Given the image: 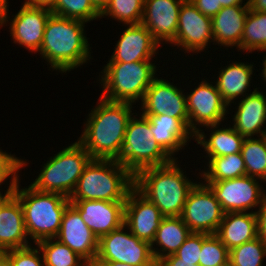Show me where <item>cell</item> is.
Segmentation results:
<instances>
[{"instance_id": "cell-42", "label": "cell", "mask_w": 266, "mask_h": 266, "mask_svg": "<svg viewBox=\"0 0 266 266\" xmlns=\"http://www.w3.org/2000/svg\"><path fill=\"white\" fill-rule=\"evenodd\" d=\"M157 266H199L194 265V262L181 261L175 254H170L157 262Z\"/></svg>"}, {"instance_id": "cell-44", "label": "cell", "mask_w": 266, "mask_h": 266, "mask_svg": "<svg viewBox=\"0 0 266 266\" xmlns=\"http://www.w3.org/2000/svg\"><path fill=\"white\" fill-rule=\"evenodd\" d=\"M55 0H25V4H29L32 6H47L50 7Z\"/></svg>"}, {"instance_id": "cell-20", "label": "cell", "mask_w": 266, "mask_h": 266, "mask_svg": "<svg viewBox=\"0 0 266 266\" xmlns=\"http://www.w3.org/2000/svg\"><path fill=\"white\" fill-rule=\"evenodd\" d=\"M159 45L142 23L130 24L120 36L109 62L151 61Z\"/></svg>"}, {"instance_id": "cell-4", "label": "cell", "mask_w": 266, "mask_h": 266, "mask_svg": "<svg viewBox=\"0 0 266 266\" xmlns=\"http://www.w3.org/2000/svg\"><path fill=\"white\" fill-rule=\"evenodd\" d=\"M133 187L134 175L117 160L91 159L69 200L125 202Z\"/></svg>"}, {"instance_id": "cell-1", "label": "cell", "mask_w": 266, "mask_h": 266, "mask_svg": "<svg viewBox=\"0 0 266 266\" xmlns=\"http://www.w3.org/2000/svg\"><path fill=\"white\" fill-rule=\"evenodd\" d=\"M97 106L91 110L84 132L78 142L92 159L120 158L127 124L134 113L132 104L114 102L100 97Z\"/></svg>"}, {"instance_id": "cell-46", "label": "cell", "mask_w": 266, "mask_h": 266, "mask_svg": "<svg viewBox=\"0 0 266 266\" xmlns=\"http://www.w3.org/2000/svg\"><path fill=\"white\" fill-rule=\"evenodd\" d=\"M95 8L101 13L109 4L110 0H91Z\"/></svg>"}, {"instance_id": "cell-29", "label": "cell", "mask_w": 266, "mask_h": 266, "mask_svg": "<svg viewBox=\"0 0 266 266\" xmlns=\"http://www.w3.org/2000/svg\"><path fill=\"white\" fill-rule=\"evenodd\" d=\"M208 170L201 176L205 181H223L246 175L245 162L241 152L209 158Z\"/></svg>"}, {"instance_id": "cell-16", "label": "cell", "mask_w": 266, "mask_h": 266, "mask_svg": "<svg viewBox=\"0 0 266 266\" xmlns=\"http://www.w3.org/2000/svg\"><path fill=\"white\" fill-rule=\"evenodd\" d=\"M55 239L67 245L88 264L95 262L99 239L71 204L63 213L60 230Z\"/></svg>"}, {"instance_id": "cell-2", "label": "cell", "mask_w": 266, "mask_h": 266, "mask_svg": "<svg viewBox=\"0 0 266 266\" xmlns=\"http://www.w3.org/2000/svg\"><path fill=\"white\" fill-rule=\"evenodd\" d=\"M85 23L78 19L50 15L39 52L51 68L66 73L91 59L88 40L84 36Z\"/></svg>"}, {"instance_id": "cell-8", "label": "cell", "mask_w": 266, "mask_h": 266, "mask_svg": "<svg viewBox=\"0 0 266 266\" xmlns=\"http://www.w3.org/2000/svg\"><path fill=\"white\" fill-rule=\"evenodd\" d=\"M131 117L126 128L120 158L117 160L134 176L141 170L170 163L171 158L153 139L147 117Z\"/></svg>"}, {"instance_id": "cell-3", "label": "cell", "mask_w": 266, "mask_h": 266, "mask_svg": "<svg viewBox=\"0 0 266 266\" xmlns=\"http://www.w3.org/2000/svg\"><path fill=\"white\" fill-rule=\"evenodd\" d=\"M150 167L134 176V187L153 202L164 217L181 216L189 192L196 183L184 175L177 164Z\"/></svg>"}, {"instance_id": "cell-45", "label": "cell", "mask_w": 266, "mask_h": 266, "mask_svg": "<svg viewBox=\"0 0 266 266\" xmlns=\"http://www.w3.org/2000/svg\"><path fill=\"white\" fill-rule=\"evenodd\" d=\"M243 0H218V4L222 7H229V6H242Z\"/></svg>"}, {"instance_id": "cell-39", "label": "cell", "mask_w": 266, "mask_h": 266, "mask_svg": "<svg viewBox=\"0 0 266 266\" xmlns=\"http://www.w3.org/2000/svg\"><path fill=\"white\" fill-rule=\"evenodd\" d=\"M26 165V162L14 157V155L2 152L0 150V184L8 177H19L17 172Z\"/></svg>"}, {"instance_id": "cell-6", "label": "cell", "mask_w": 266, "mask_h": 266, "mask_svg": "<svg viewBox=\"0 0 266 266\" xmlns=\"http://www.w3.org/2000/svg\"><path fill=\"white\" fill-rule=\"evenodd\" d=\"M156 66L150 61L108 62L101 75V97L114 102L134 103L144 98L156 78Z\"/></svg>"}, {"instance_id": "cell-23", "label": "cell", "mask_w": 266, "mask_h": 266, "mask_svg": "<svg viewBox=\"0 0 266 266\" xmlns=\"http://www.w3.org/2000/svg\"><path fill=\"white\" fill-rule=\"evenodd\" d=\"M143 116L150 122L153 139L173 159H175L174 154L187 144L189 138L194 137L179 118L169 117L166 114Z\"/></svg>"}, {"instance_id": "cell-27", "label": "cell", "mask_w": 266, "mask_h": 266, "mask_svg": "<svg viewBox=\"0 0 266 266\" xmlns=\"http://www.w3.org/2000/svg\"><path fill=\"white\" fill-rule=\"evenodd\" d=\"M253 74V65L243 62H232L228 67L220 70L217 81V90L220 92L224 102L229 106L232 100L240 95L244 97Z\"/></svg>"}, {"instance_id": "cell-35", "label": "cell", "mask_w": 266, "mask_h": 266, "mask_svg": "<svg viewBox=\"0 0 266 266\" xmlns=\"http://www.w3.org/2000/svg\"><path fill=\"white\" fill-rule=\"evenodd\" d=\"M266 245L257 237L230 250L229 266H262Z\"/></svg>"}, {"instance_id": "cell-22", "label": "cell", "mask_w": 266, "mask_h": 266, "mask_svg": "<svg viewBox=\"0 0 266 266\" xmlns=\"http://www.w3.org/2000/svg\"><path fill=\"white\" fill-rule=\"evenodd\" d=\"M233 128L245 138H251L259 133L258 137L266 135L262 130L266 123V96L254 89L252 93L241 99L238 109L233 116Z\"/></svg>"}, {"instance_id": "cell-36", "label": "cell", "mask_w": 266, "mask_h": 266, "mask_svg": "<svg viewBox=\"0 0 266 266\" xmlns=\"http://www.w3.org/2000/svg\"><path fill=\"white\" fill-rule=\"evenodd\" d=\"M230 250L216 234H209L202 241L199 266H229Z\"/></svg>"}, {"instance_id": "cell-32", "label": "cell", "mask_w": 266, "mask_h": 266, "mask_svg": "<svg viewBox=\"0 0 266 266\" xmlns=\"http://www.w3.org/2000/svg\"><path fill=\"white\" fill-rule=\"evenodd\" d=\"M241 153L246 175L266 181V135L258 139L245 138Z\"/></svg>"}, {"instance_id": "cell-49", "label": "cell", "mask_w": 266, "mask_h": 266, "mask_svg": "<svg viewBox=\"0 0 266 266\" xmlns=\"http://www.w3.org/2000/svg\"><path fill=\"white\" fill-rule=\"evenodd\" d=\"M98 264H101L102 266H135V265H128L121 262H96Z\"/></svg>"}, {"instance_id": "cell-7", "label": "cell", "mask_w": 266, "mask_h": 266, "mask_svg": "<svg viewBox=\"0 0 266 266\" xmlns=\"http://www.w3.org/2000/svg\"><path fill=\"white\" fill-rule=\"evenodd\" d=\"M91 156L77 141L51 157L30 184L37 191L62 194L69 198Z\"/></svg>"}, {"instance_id": "cell-19", "label": "cell", "mask_w": 266, "mask_h": 266, "mask_svg": "<svg viewBox=\"0 0 266 266\" xmlns=\"http://www.w3.org/2000/svg\"><path fill=\"white\" fill-rule=\"evenodd\" d=\"M184 0H144L142 24L159 43L175 40L178 18Z\"/></svg>"}, {"instance_id": "cell-5", "label": "cell", "mask_w": 266, "mask_h": 266, "mask_svg": "<svg viewBox=\"0 0 266 266\" xmlns=\"http://www.w3.org/2000/svg\"><path fill=\"white\" fill-rule=\"evenodd\" d=\"M19 183L17 180L11 193L22 206L27 235L35 243L55 238L60 230L63 213L70 204L69 198L58 193L37 191L31 185L19 189Z\"/></svg>"}, {"instance_id": "cell-14", "label": "cell", "mask_w": 266, "mask_h": 266, "mask_svg": "<svg viewBox=\"0 0 266 266\" xmlns=\"http://www.w3.org/2000/svg\"><path fill=\"white\" fill-rule=\"evenodd\" d=\"M141 104L142 115L166 114L179 118L189 128L186 95L170 82L156 77L146 90Z\"/></svg>"}, {"instance_id": "cell-41", "label": "cell", "mask_w": 266, "mask_h": 266, "mask_svg": "<svg viewBox=\"0 0 266 266\" xmlns=\"http://www.w3.org/2000/svg\"><path fill=\"white\" fill-rule=\"evenodd\" d=\"M257 220L258 237L266 245V197L259 206V210L255 212Z\"/></svg>"}, {"instance_id": "cell-37", "label": "cell", "mask_w": 266, "mask_h": 266, "mask_svg": "<svg viewBox=\"0 0 266 266\" xmlns=\"http://www.w3.org/2000/svg\"><path fill=\"white\" fill-rule=\"evenodd\" d=\"M209 234L195 233L187 237L185 242L178 248L175 255L181 259V261L194 262V265H199V258L202 248V241Z\"/></svg>"}, {"instance_id": "cell-24", "label": "cell", "mask_w": 266, "mask_h": 266, "mask_svg": "<svg viewBox=\"0 0 266 266\" xmlns=\"http://www.w3.org/2000/svg\"><path fill=\"white\" fill-rule=\"evenodd\" d=\"M248 12V1L243 6L222 7L211 18L213 41L217 42L218 45L221 44L226 47L235 46L239 49Z\"/></svg>"}, {"instance_id": "cell-30", "label": "cell", "mask_w": 266, "mask_h": 266, "mask_svg": "<svg viewBox=\"0 0 266 266\" xmlns=\"http://www.w3.org/2000/svg\"><path fill=\"white\" fill-rule=\"evenodd\" d=\"M266 51V12L249 9L246 16L239 50Z\"/></svg>"}, {"instance_id": "cell-31", "label": "cell", "mask_w": 266, "mask_h": 266, "mask_svg": "<svg viewBox=\"0 0 266 266\" xmlns=\"http://www.w3.org/2000/svg\"><path fill=\"white\" fill-rule=\"evenodd\" d=\"M36 245L42 251L44 266H88L83 258L55 238L38 241Z\"/></svg>"}, {"instance_id": "cell-17", "label": "cell", "mask_w": 266, "mask_h": 266, "mask_svg": "<svg viewBox=\"0 0 266 266\" xmlns=\"http://www.w3.org/2000/svg\"><path fill=\"white\" fill-rule=\"evenodd\" d=\"M70 204L98 239L124 224L125 202L82 200L70 201Z\"/></svg>"}, {"instance_id": "cell-34", "label": "cell", "mask_w": 266, "mask_h": 266, "mask_svg": "<svg viewBox=\"0 0 266 266\" xmlns=\"http://www.w3.org/2000/svg\"><path fill=\"white\" fill-rule=\"evenodd\" d=\"M144 14V0H110L100 17L111 16L124 24H139Z\"/></svg>"}, {"instance_id": "cell-50", "label": "cell", "mask_w": 266, "mask_h": 266, "mask_svg": "<svg viewBox=\"0 0 266 266\" xmlns=\"http://www.w3.org/2000/svg\"><path fill=\"white\" fill-rule=\"evenodd\" d=\"M262 77L264 78L263 80H265L266 82V59H264L263 61Z\"/></svg>"}, {"instance_id": "cell-47", "label": "cell", "mask_w": 266, "mask_h": 266, "mask_svg": "<svg viewBox=\"0 0 266 266\" xmlns=\"http://www.w3.org/2000/svg\"><path fill=\"white\" fill-rule=\"evenodd\" d=\"M19 180L18 177H11V182L9 184V188L7 189L5 195H2L0 192V203L7 197V195L11 192V189L13 188L16 181ZM1 185V184H0Z\"/></svg>"}, {"instance_id": "cell-48", "label": "cell", "mask_w": 266, "mask_h": 266, "mask_svg": "<svg viewBox=\"0 0 266 266\" xmlns=\"http://www.w3.org/2000/svg\"><path fill=\"white\" fill-rule=\"evenodd\" d=\"M0 266H13L11 260L3 252H0Z\"/></svg>"}, {"instance_id": "cell-51", "label": "cell", "mask_w": 266, "mask_h": 266, "mask_svg": "<svg viewBox=\"0 0 266 266\" xmlns=\"http://www.w3.org/2000/svg\"><path fill=\"white\" fill-rule=\"evenodd\" d=\"M88 266H102L101 264H98L96 262L88 264Z\"/></svg>"}, {"instance_id": "cell-33", "label": "cell", "mask_w": 266, "mask_h": 266, "mask_svg": "<svg viewBox=\"0 0 266 266\" xmlns=\"http://www.w3.org/2000/svg\"><path fill=\"white\" fill-rule=\"evenodd\" d=\"M49 8L54 15L84 22L100 18V12L91 0H55Z\"/></svg>"}, {"instance_id": "cell-18", "label": "cell", "mask_w": 266, "mask_h": 266, "mask_svg": "<svg viewBox=\"0 0 266 266\" xmlns=\"http://www.w3.org/2000/svg\"><path fill=\"white\" fill-rule=\"evenodd\" d=\"M51 14L52 12L47 6H32L24 3L10 22V34L14 43H19L28 50L38 52Z\"/></svg>"}, {"instance_id": "cell-38", "label": "cell", "mask_w": 266, "mask_h": 266, "mask_svg": "<svg viewBox=\"0 0 266 266\" xmlns=\"http://www.w3.org/2000/svg\"><path fill=\"white\" fill-rule=\"evenodd\" d=\"M31 245L18 249H11L3 252L10 260L13 266H44L43 255L40 249L33 248ZM39 250V251H38ZM42 258H41V256Z\"/></svg>"}, {"instance_id": "cell-9", "label": "cell", "mask_w": 266, "mask_h": 266, "mask_svg": "<svg viewBox=\"0 0 266 266\" xmlns=\"http://www.w3.org/2000/svg\"><path fill=\"white\" fill-rule=\"evenodd\" d=\"M126 225L99 238L95 262H121L135 266H157L151 244L124 232Z\"/></svg>"}, {"instance_id": "cell-25", "label": "cell", "mask_w": 266, "mask_h": 266, "mask_svg": "<svg viewBox=\"0 0 266 266\" xmlns=\"http://www.w3.org/2000/svg\"><path fill=\"white\" fill-rule=\"evenodd\" d=\"M216 235L229 250L256 239L258 231L255 211L224 213Z\"/></svg>"}, {"instance_id": "cell-26", "label": "cell", "mask_w": 266, "mask_h": 266, "mask_svg": "<svg viewBox=\"0 0 266 266\" xmlns=\"http://www.w3.org/2000/svg\"><path fill=\"white\" fill-rule=\"evenodd\" d=\"M190 234L191 231L181 216L163 217L151 243L155 261L158 262L167 255L175 254ZM155 242L161 247L159 250L153 247Z\"/></svg>"}, {"instance_id": "cell-15", "label": "cell", "mask_w": 266, "mask_h": 266, "mask_svg": "<svg viewBox=\"0 0 266 266\" xmlns=\"http://www.w3.org/2000/svg\"><path fill=\"white\" fill-rule=\"evenodd\" d=\"M163 217L157 206L135 187L130 190L125 201L124 220L129 232L151 244Z\"/></svg>"}, {"instance_id": "cell-12", "label": "cell", "mask_w": 266, "mask_h": 266, "mask_svg": "<svg viewBox=\"0 0 266 266\" xmlns=\"http://www.w3.org/2000/svg\"><path fill=\"white\" fill-rule=\"evenodd\" d=\"M189 115V130L197 134V124L203 126L219 125L227 113V104L221 97L216 85L202 81L191 94L186 96ZM197 123V124H196Z\"/></svg>"}, {"instance_id": "cell-11", "label": "cell", "mask_w": 266, "mask_h": 266, "mask_svg": "<svg viewBox=\"0 0 266 266\" xmlns=\"http://www.w3.org/2000/svg\"><path fill=\"white\" fill-rule=\"evenodd\" d=\"M258 178L244 175L223 181H205L219 201L224 213L246 212L261 205L266 197Z\"/></svg>"}, {"instance_id": "cell-40", "label": "cell", "mask_w": 266, "mask_h": 266, "mask_svg": "<svg viewBox=\"0 0 266 266\" xmlns=\"http://www.w3.org/2000/svg\"><path fill=\"white\" fill-rule=\"evenodd\" d=\"M196 8L204 15L213 17L215 16L222 8L218 4V0H190Z\"/></svg>"}, {"instance_id": "cell-28", "label": "cell", "mask_w": 266, "mask_h": 266, "mask_svg": "<svg viewBox=\"0 0 266 266\" xmlns=\"http://www.w3.org/2000/svg\"><path fill=\"white\" fill-rule=\"evenodd\" d=\"M217 126L219 125L206 126L207 128L215 129L207 140L205 139L206 135L204 132H201V128L194 136L197 144L204 147L208 154L207 157L215 158L241 152L245 137L240 135L233 127L217 129L219 128Z\"/></svg>"}, {"instance_id": "cell-43", "label": "cell", "mask_w": 266, "mask_h": 266, "mask_svg": "<svg viewBox=\"0 0 266 266\" xmlns=\"http://www.w3.org/2000/svg\"><path fill=\"white\" fill-rule=\"evenodd\" d=\"M249 9L256 12H266V0H247Z\"/></svg>"}, {"instance_id": "cell-21", "label": "cell", "mask_w": 266, "mask_h": 266, "mask_svg": "<svg viewBox=\"0 0 266 266\" xmlns=\"http://www.w3.org/2000/svg\"><path fill=\"white\" fill-rule=\"evenodd\" d=\"M23 209L10 192L0 203V252L29 246Z\"/></svg>"}, {"instance_id": "cell-13", "label": "cell", "mask_w": 266, "mask_h": 266, "mask_svg": "<svg viewBox=\"0 0 266 266\" xmlns=\"http://www.w3.org/2000/svg\"><path fill=\"white\" fill-rule=\"evenodd\" d=\"M213 41L212 19L202 14L190 0H184L178 18L175 40L171 43L187 53L200 52Z\"/></svg>"}, {"instance_id": "cell-10", "label": "cell", "mask_w": 266, "mask_h": 266, "mask_svg": "<svg viewBox=\"0 0 266 266\" xmlns=\"http://www.w3.org/2000/svg\"><path fill=\"white\" fill-rule=\"evenodd\" d=\"M224 212L210 187L196 183L191 189L182 212L183 222L191 232L216 234Z\"/></svg>"}]
</instances>
